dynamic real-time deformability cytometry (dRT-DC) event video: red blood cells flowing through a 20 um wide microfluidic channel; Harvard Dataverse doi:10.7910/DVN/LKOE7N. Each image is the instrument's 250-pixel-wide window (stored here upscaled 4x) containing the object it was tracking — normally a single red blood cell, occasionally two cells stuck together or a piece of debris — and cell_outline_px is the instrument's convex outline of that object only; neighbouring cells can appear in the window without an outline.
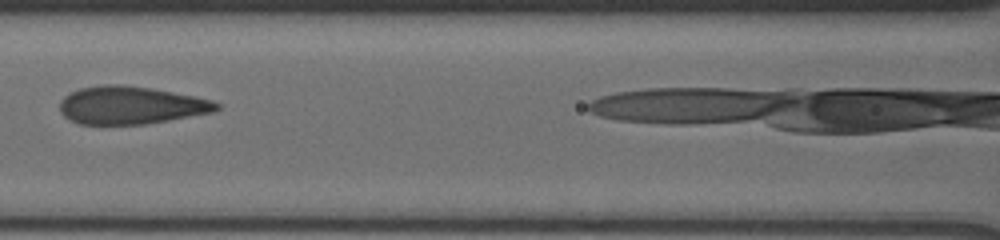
{"species": "human", "species_latin": "Homo sapiens", "temperature_condition": "cold", "stored_images_in_passage": 9, "camera_frame_rate_fps": 3000, "um_per_image_px": 0.085, "donor": {"sex": "male"}, "frame": {"image": 1, "passage_image": 7, "time_ms": 2.333, "image_size_px": [1000, 240], "cell_outline_px": [[220, 108], [212, 112], [168, 120], [144, 124], [80, 124], [68, 120], [60, 112], [60, 100], [68, 92], [80, 88], [104, 84], [120, 84], [152, 88], [196, 96], [212, 100], [220, 104]], "centroid_in_image_um": [11.09, 8.93], "position_along_channel_um": 155.5, "area_um2": 34.68}}